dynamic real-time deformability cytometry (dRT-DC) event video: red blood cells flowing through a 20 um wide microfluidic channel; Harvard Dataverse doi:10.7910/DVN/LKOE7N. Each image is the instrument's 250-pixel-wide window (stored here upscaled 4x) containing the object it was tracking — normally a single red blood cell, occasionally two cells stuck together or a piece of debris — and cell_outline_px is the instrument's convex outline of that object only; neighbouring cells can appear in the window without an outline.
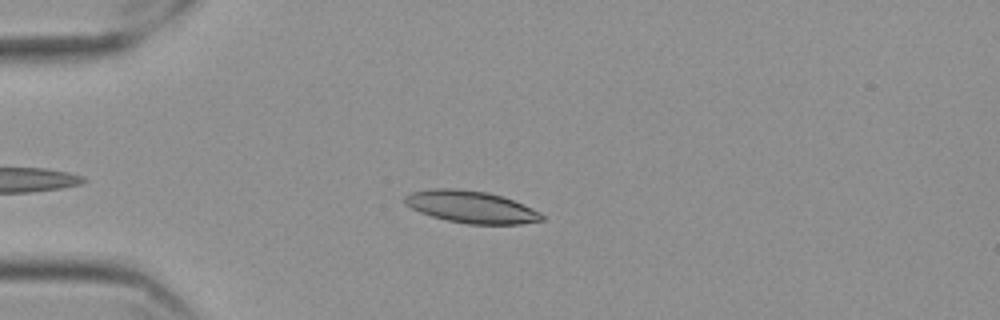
{"species": "Egyptian fruit bat (a non-hibernating species)", "species_latin": "Rousettus aegyptiacus", "temperature_condition": "cold", "stored_images_in_passage": 49, "camera_frame_rate_fps": 3000, "um_per_image_px": 0.085, "frame": {"image": 1, "passage_image": 11, "time_ms": 3.333, "image_size_px": [1000, 320], "cell_outline_px": [[544, 220], [520, 224], [468, 224], [448, 220], [432, 216], [420, 212], [412, 208], [404, 200], [404, 196], [412, 192], [432, 188], [456, 188], [488, 192], [512, 200], [532, 208], [540, 212], [544, 216]], "centroid_in_image_um": [40.05, 17.58], "position_along_channel_um": 44.9, "area_um2": 25.43}}
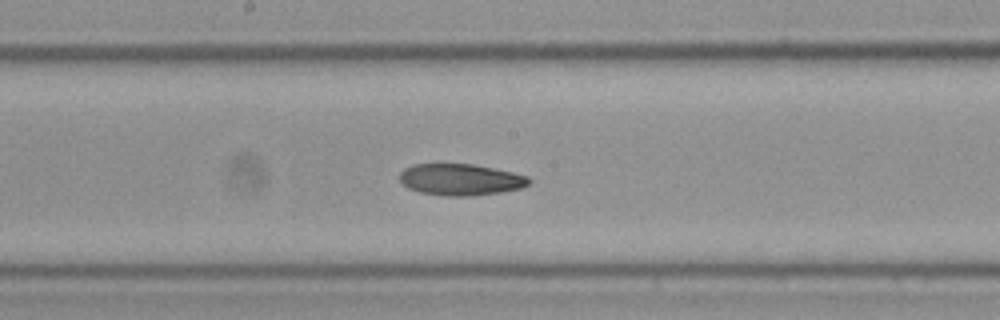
{"frame": {"image": 2, "passage_image": 27, "time_ms": 8.667, "image_size_px": [1000, 320], "cell_outline_px": [[532, 180], [528, 184], [520, 188], [500, 192], [468, 196], [444, 196], [420, 192], [408, 188], [400, 180], [400, 172], [404, 168], [412, 164], [472, 164], [512, 172], [528, 176]], "centroid_in_image_um": [39.13, 15.26], "position_along_channel_um": 209.1, "area_um2": 23.64}}
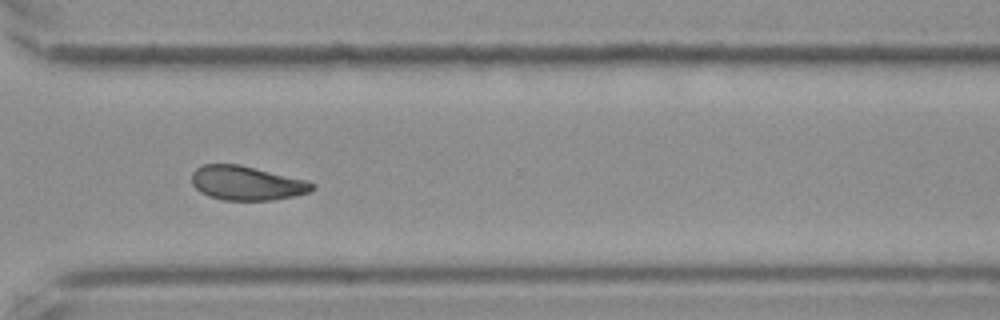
{"frame": {"image": 3, "passage_image": 39, "time_ms": 12.667, "image_size_px": [1000, 320], "cell_outline_px": [[316, 188], [308, 192], [296, 196], [272, 200], [224, 200], [208, 196], [200, 192], [192, 184], [192, 172], [196, 168], [204, 164], [240, 164], [308, 180], [316, 184]], "centroid_in_image_um": [20.99, 15.56], "position_along_channel_um": 349.6, "area_um2": 24.28}, "authors_computed_cell_mechanics": {"area_um2": 23.987, "velocity_mm_per_s": 3.5152, "shape_relaxation_time_tau1_ms": null, "shape_relaxation_time_tau2_ms": 7.9623, "deformation_change_tau1": null, "deformation_change_tau2": 0.1402}}